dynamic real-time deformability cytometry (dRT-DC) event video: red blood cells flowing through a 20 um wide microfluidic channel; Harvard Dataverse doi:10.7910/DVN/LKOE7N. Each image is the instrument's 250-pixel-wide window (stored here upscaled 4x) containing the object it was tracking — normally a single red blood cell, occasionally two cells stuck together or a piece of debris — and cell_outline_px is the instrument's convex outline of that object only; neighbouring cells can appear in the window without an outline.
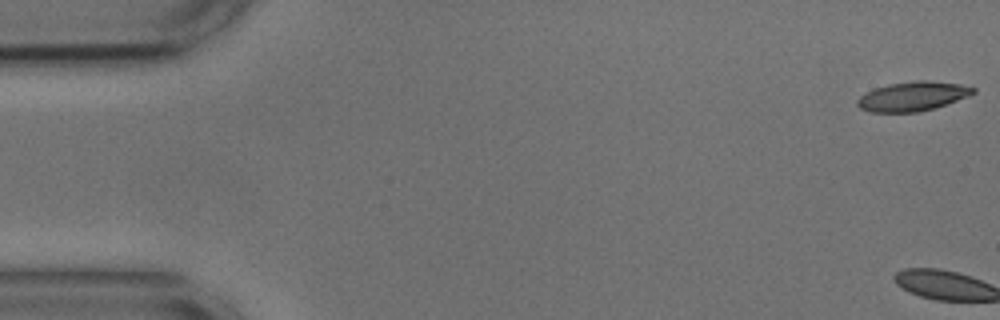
{"species": "common noctule bat (a hibernating species)", "species_latin": "Nyctalus noctula", "temperature_condition": "cold", "stored_images_in_passage": 3, "camera_frame_rate_fps": 3000, "um_per_image_px": 0.085, "animal": {"sex": "male", "body_mass_g": 17.9, "forearm_length_mm": 54.2}, "frame": {"image": 1, "passage_image": 1, "time_ms": 0.0, "image_size_px": [1000, 320], "cell_outline_px": [[976, 92], [968, 96], [932, 108], [916, 112], [872, 112], [860, 108], [856, 104], [856, 100], [860, 96], [876, 88], [888, 84], [916, 80], [924, 80], [960, 84], [976, 88]], "centroid_in_image_um": [77.56, 8.18], "position_along_channel_um": 7.4, "area_um2": 19.48}}